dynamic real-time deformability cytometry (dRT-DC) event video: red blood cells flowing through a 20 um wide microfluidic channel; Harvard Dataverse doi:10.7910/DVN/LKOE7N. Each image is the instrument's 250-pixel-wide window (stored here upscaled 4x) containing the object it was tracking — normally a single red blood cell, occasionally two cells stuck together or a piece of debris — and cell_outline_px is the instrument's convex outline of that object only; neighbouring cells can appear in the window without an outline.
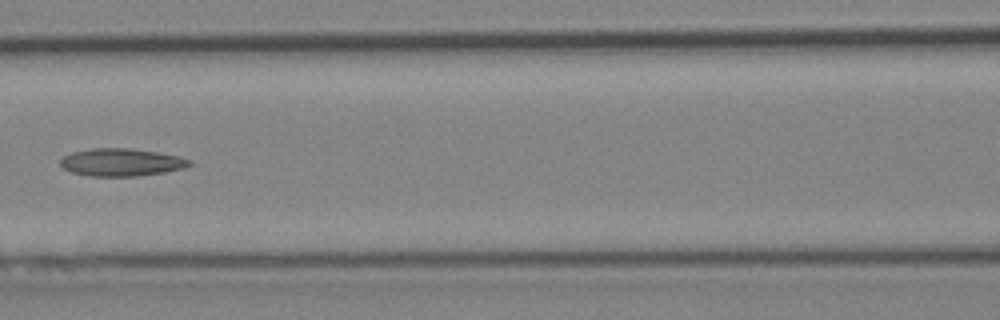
{"species": "Egyptian fruit bat (a non-hibernating species)", "species_latin": "Rousettus aegyptiacus", "temperature_condition": "cold", "stored_images_in_passage": 6, "camera_frame_rate_fps": 3000, "um_per_image_px": 0.085, "animal": {"sex": "female"}, "frame": {"image": 1, "passage_image": 6, "time_ms": 5.667, "image_size_px": [1000, 320], "cell_outline_px": [[192, 164], [184, 168], [164, 172], [140, 176], [88, 176], [72, 172], [64, 168], [60, 164], [60, 160], [64, 156], [72, 152], [92, 148], [128, 148], [156, 152], [176, 156], [192, 160]], "centroid_in_image_um": [10.31, 13.8], "position_along_channel_um": 156.3, "area_um2": 20.69}}